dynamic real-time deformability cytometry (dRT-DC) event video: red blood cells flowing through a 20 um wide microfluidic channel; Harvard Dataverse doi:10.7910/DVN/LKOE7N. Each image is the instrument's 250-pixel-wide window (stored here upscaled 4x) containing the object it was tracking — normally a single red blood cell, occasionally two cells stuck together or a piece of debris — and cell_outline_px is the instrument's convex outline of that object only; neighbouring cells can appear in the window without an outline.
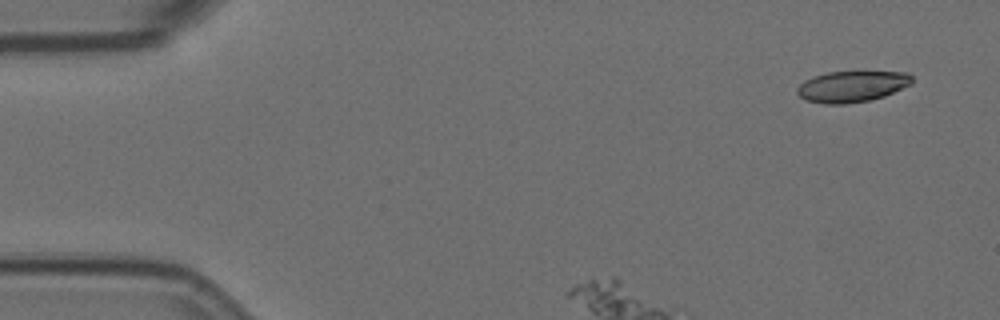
{"species": "Egyptian fruit bat (a non-hibernating species)", "species_latin": "Rousettus aegyptiacus", "temperature_condition": "room temperature", "stored_images_in_passage": 4, "camera_frame_rate_fps": 3000, "um_per_image_px": 0.085, "animal": {"sex": "female"}, "frame": {"image": 1, "passage_image": 1, "time_ms": 0.0, "image_size_px": [1000, 320], "cell_outline_px": [[912, 84], [884, 96], [868, 100], [844, 104], [824, 104], [804, 100], [796, 92], [796, 88], [804, 80], [828, 72], [860, 68], [908, 72], [912, 76]], "centroid_in_image_um": [72.46, 7.28], "position_along_channel_um": 12.5, "area_um2": 21.91}}